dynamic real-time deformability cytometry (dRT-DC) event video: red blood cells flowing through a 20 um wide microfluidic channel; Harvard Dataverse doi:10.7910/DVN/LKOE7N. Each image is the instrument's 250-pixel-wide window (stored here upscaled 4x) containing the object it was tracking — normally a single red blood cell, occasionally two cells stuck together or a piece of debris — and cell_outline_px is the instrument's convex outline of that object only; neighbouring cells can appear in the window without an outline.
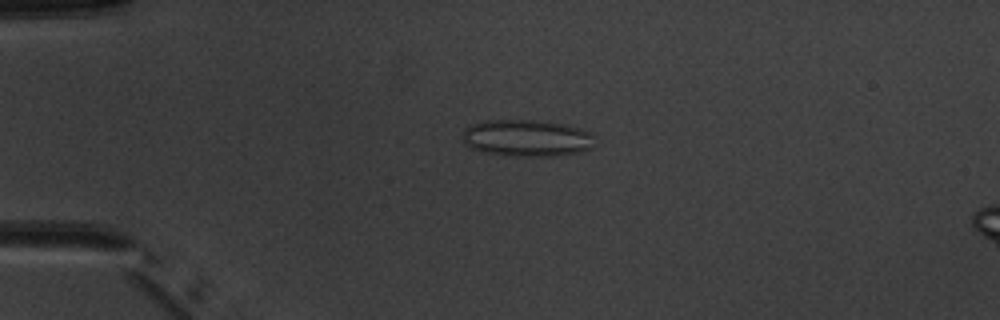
{"species": "common noctule bat (a hibernating species)", "species_latin": "Nyctalus noctula", "temperature_condition": "warm", "stored_images_in_passage": 5, "camera_frame_rate_fps": 3000, "um_per_image_px": 0.085, "animal": {"sex": "male", "body_mass_g": 20.1, "forearm_length_mm": 53.5}, "frame": {"image": 1, "passage_image": 3, "time_ms": 3.333, "image_size_px": [1000, 320], "cell_outline_px": [[596, 136], [592, 148], [580, 152], [556, 156], [508, 156], [480, 152], [464, 144], [464, 128], [472, 124], [484, 120], [540, 120], [564, 124], [580, 128], [592, 132]], "centroid_in_image_um": [44.81, 11.74], "position_along_channel_um": 40.2, "area_um2": 28.9}}